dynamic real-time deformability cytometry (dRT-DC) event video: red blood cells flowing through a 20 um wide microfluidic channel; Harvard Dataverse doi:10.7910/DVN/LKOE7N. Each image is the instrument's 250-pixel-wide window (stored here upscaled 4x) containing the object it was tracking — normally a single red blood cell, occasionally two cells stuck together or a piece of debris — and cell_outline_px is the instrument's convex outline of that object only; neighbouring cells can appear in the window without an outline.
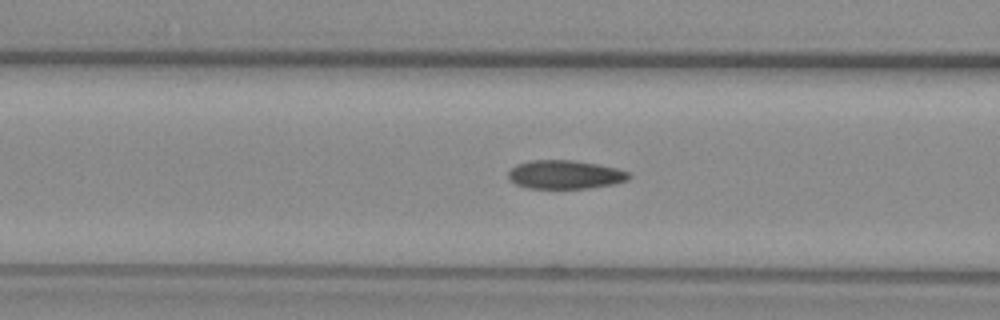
{"species": "common noctule bat (a hibernating species)", "species_latin": "Nyctalus noctula", "temperature_condition": "warm", "stored_images_in_passage": 41, "camera_frame_rate_fps": 3000, "um_per_image_px": 0.085, "animal": {"sex": "female", "body_mass_g": 29.2, "forearm_length_mm": 56.3}, "frame": {"image": 1, "passage_image": 21, "time_ms": 6.667, "image_size_px": [1000, 320], "cell_outline_px": [[632, 176], [628, 180], [616, 184], [588, 188], [528, 188], [516, 184], [508, 180], [508, 172], [516, 164], [532, 160], [572, 160], [596, 164], [616, 168], [628, 172]], "centroid_in_image_um": [48.03, 14.84], "position_along_channel_um": 118.6, "area_um2": 20.17}}
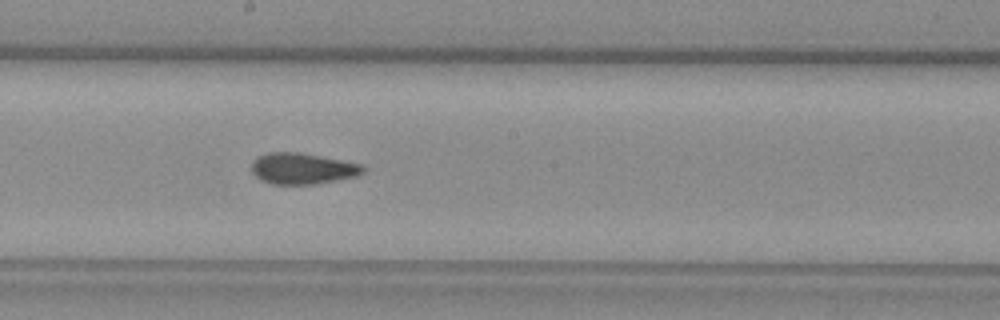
{"frame": {"image": 2, "passage_image": 29, "time_ms": 9.333, "image_size_px": [1000, 320], "cell_outline_px": [[368, 168], [360, 176], [316, 184], [272, 184], [260, 180], [252, 172], [252, 160], [268, 152], [296, 152], [364, 164]], "centroid_in_image_um": [25.77, 14.34], "position_along_channel_um": 222.4, "area_um2": 20.4}}
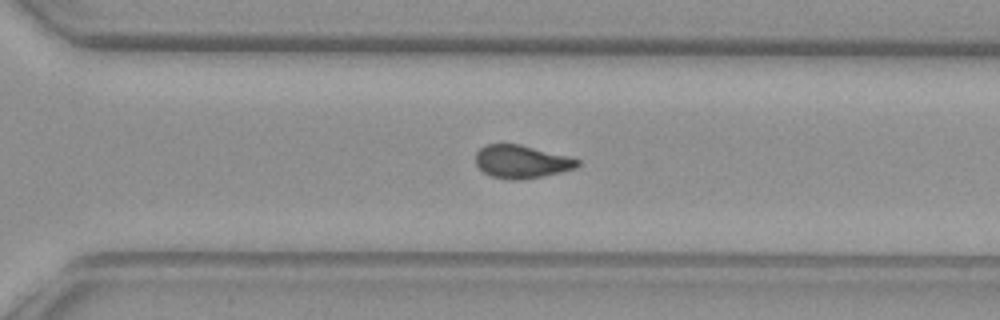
{"frame": {"image": 3, "passage_image": 37, "time_ms": 12.0, "image_size_px": [1000, 320], "cell_outline_px": [[580, 164], [576, 168], [544, 176], [520, 180], [512, 180], [492, 176], [484, 172], [476, 164], [476, 152], [480, 148], [488, 144], [520, 144], [568, 156], [580, 160]], "centroid_in_image_um": [44.34, 13.74], "position_along_channel_um": 326.3, "area_um2": 19.54}, "authors_computed_cell_mechanics": {"area_um2": 20.1722, "velocity_mm_per_s": 3.9075, "shape_relaxation_time_tau1_ms": null, "shape_relaxation_time_tau2_ms": 2.3752, "deformation_change_tau1": null, "deformation_change_tau2": 0.0727}}